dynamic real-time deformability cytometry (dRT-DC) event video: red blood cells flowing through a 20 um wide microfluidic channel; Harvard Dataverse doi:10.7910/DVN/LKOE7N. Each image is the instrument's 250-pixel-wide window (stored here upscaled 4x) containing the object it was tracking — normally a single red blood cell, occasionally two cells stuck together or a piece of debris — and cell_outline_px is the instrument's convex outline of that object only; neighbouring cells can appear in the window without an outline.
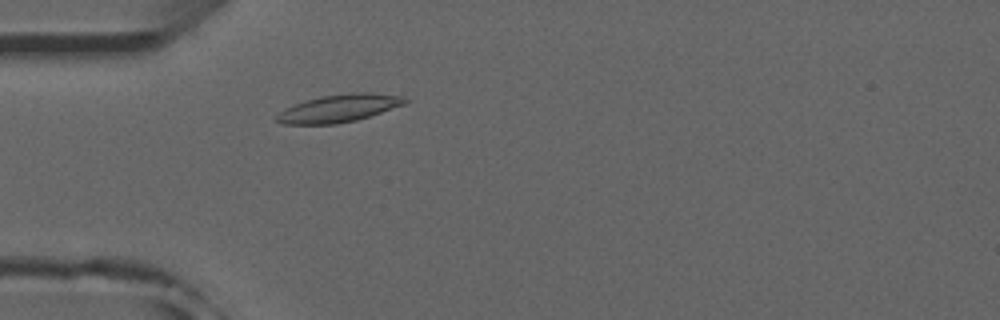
{"species": "common noctule bat (a hibernating species)", "species_latin": "Nyctalus noctula", "temperature_condition": "room temperature", "stored_images_in_passage": 36, "camera_frame_rate_fps": 3000, "um_per_image_px": 0.085, "animal": {"sex": "male", "forearm_length_mm": 52.5}, "frame": {"image": 1, "passage_image": 4, "time_ms": 1.0, "image_size_px": [1000, 320], "cell_outline_px": [[412, 100], [404, 104], [356, 120], [336, 124], [280, 124], [272, 120], [280, 112], [296, 104], [320, 96], [352, 92], [372, 92], [404, 96]], "centroid_in_image_um": [28.83, 9.2], "position_along_channel_um": 56.2, "area_um2": 20.63}}
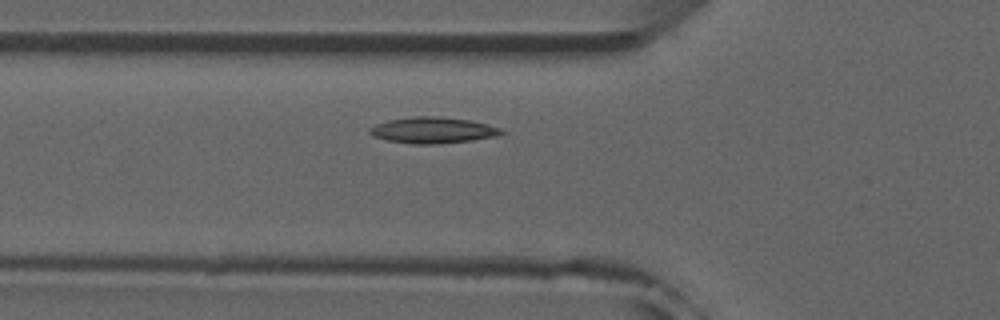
{"frame": {"image": 2, "passage_image": 7, "time_ms": 2.0, "image_size_px": [1000, 320], "cell_outline_px": [[504, 132], [496, 136], [472, 140], [440, 144], [412, 144], [384, 140], [372, 136], [368, 132], [368, 128], [376, 124], [388, 120], [412, 116], [436, 116], [468, 120], [488, 124], [500, 128]], "centroid_in_image_um": [36.73, 11.07], "position_along_channel_um": 89.1, "area_um2": 20.17}}
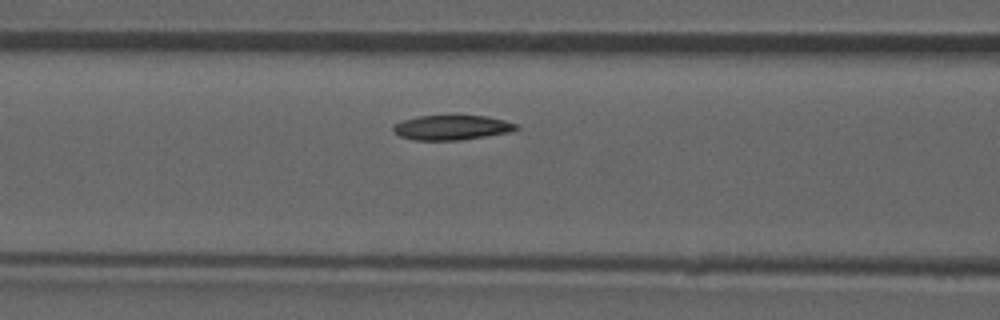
{"frame": {"image": 3, "passage_image": 10, "time_ms": 3.0, "image_size_px": [1000, 320], "cell_outline_px": [[520, 128], [512, 132], [460, 140], [412, 140], [400, 136], [392, 132], [392, 124], [416, 116], [488, 116], [504, 120], [516, 124]], "centroid_in_image_um": [38.38, 10.84], "position_along_channel_um": 128.2, "area_um2": 17.86}, "authors_computed_cell_mechanics": {"area_um2": 18.0336, "velocity_mm_per_s": 3.8871, "shape_relaxation_time_tau1_ms": 9.7333, "shape_relaxation_time_tau2_ms": null, "deformation_change_tau1": 0.1616, "deformation_change_tau2": null}}